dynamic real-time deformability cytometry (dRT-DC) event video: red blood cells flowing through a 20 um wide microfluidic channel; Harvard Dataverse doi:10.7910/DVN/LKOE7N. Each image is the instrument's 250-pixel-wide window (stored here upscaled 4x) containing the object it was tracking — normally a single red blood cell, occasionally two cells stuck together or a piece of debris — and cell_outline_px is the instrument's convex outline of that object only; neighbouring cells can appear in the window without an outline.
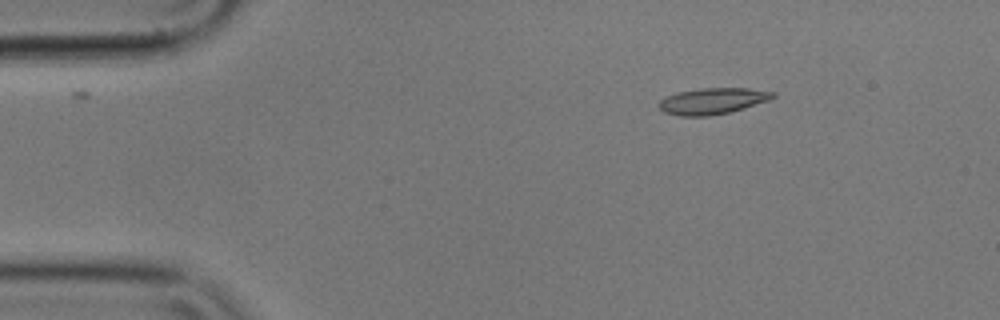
{"species": "common noctule bat (a hibernating species)", "species_latin": "Nyctalus noctula", "temperature_condition": "cold", "stored_images_in_passage": 5, "camera_frame_rate_fps": 3000, "um_per_image_px": 0.085, "animal": {"sex": "male", "body_mass_g": 17.9}, "frame": {"image": 1, "passage_image": 2, "time_ms": 0.333, "image_size_px": [1000, 320], "cell_outline_px": [[776, 96], [768, 100], [744, 108], [728, 112], [708, 116], [680, 116], [664, 112], [656, 104], [660, 100], [676, 92], [700, 88], [748, 88], [776, 92]], "centroid_in_image_um": [60.55, 8.58], "position_along_channel_um": 24.5, "area_um2": 17.4}}
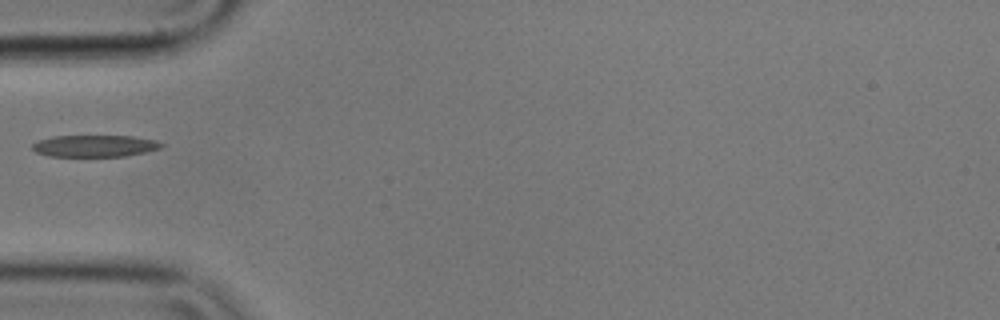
{"frame": {"image": 2, "passage_image": 5, "time_ms": 1.333, "image_size_px": [1000, 320], "cell_outline_px": [[164, 144], [160, 148], [144, 152], [124, 156], [48, 156], [36, 152], [32, 148], [32, 144], [36, 140], [52, 136], [132, 136], [156, 140]], "centroid_in_image_um": [8.01, 12.4], "position_along_channel_um": 77.0, "area_um2": 16.36}}